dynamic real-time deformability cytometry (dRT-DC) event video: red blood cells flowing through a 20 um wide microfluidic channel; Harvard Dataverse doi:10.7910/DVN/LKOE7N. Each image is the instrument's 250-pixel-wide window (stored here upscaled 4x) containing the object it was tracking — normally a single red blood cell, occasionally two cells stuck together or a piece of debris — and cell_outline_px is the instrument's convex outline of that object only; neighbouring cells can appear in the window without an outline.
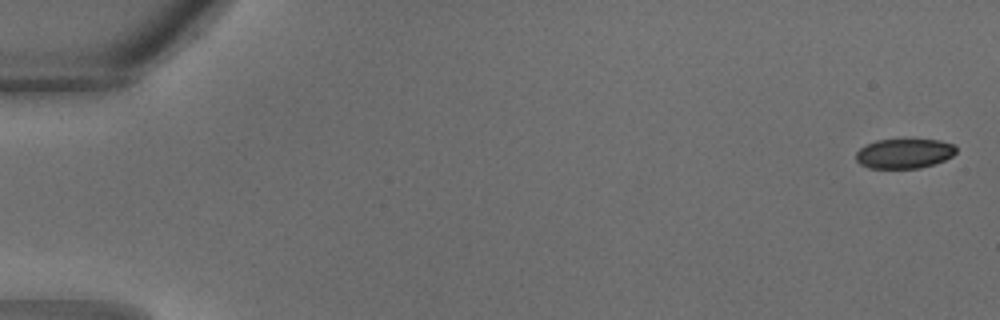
{"species": "common noctule bat (a hibernating species)", "species_latin": "Nyctalus noctula", "temperature_condition": "warm", "stored_images_in_passage": 9, "camera_frame_rate_fps": 3000, "um_per_image_px": 0.085, "animal": {"sex": "male", "body_mass_g": 18.8}, "frame": {"image": 1, "passage_image": 1, "time_ms": 0.0, "image_size_px": [1000, 320], "cell_outline_px": [[956, 152], [952, 156], [944, 160], [920, 168], [868, 168], [860, 164], [856, 160], [856, 152], [860, 148], [876, 140], [940, 140], [956, 144]], "centroid_in_image_um": [76.87, 13.05], "position_along_channel_um": 8.1, "area_um2": 17.28}}